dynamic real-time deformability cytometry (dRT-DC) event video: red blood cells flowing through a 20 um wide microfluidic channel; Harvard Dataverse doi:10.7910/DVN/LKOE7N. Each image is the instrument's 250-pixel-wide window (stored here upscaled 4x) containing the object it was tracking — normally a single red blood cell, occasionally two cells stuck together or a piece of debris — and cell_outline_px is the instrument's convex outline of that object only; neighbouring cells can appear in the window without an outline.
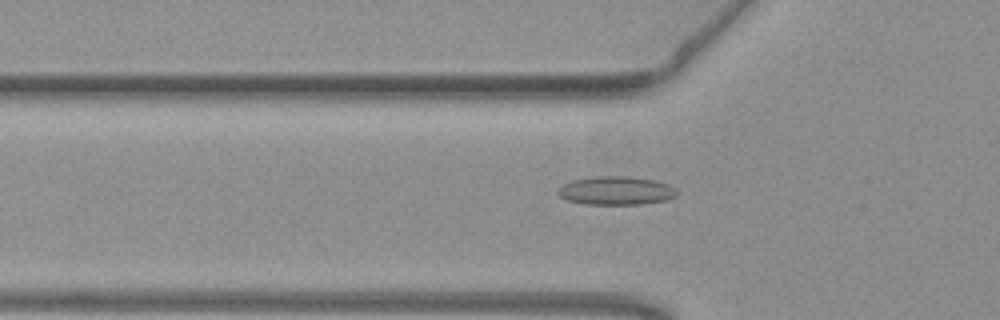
{"species": "common noctule bat (a hibernating species)", "species_latin": "Nyctalus noctula", "temperature_condition": "warm", "stored_images_in_passage": 34, "camera_frame_rate_fps": 3000, "um_per_image_px": 0.085, "animal": {"sex": "female", "body_mass_g": 19.3, "forearm_length_mm": 54.1}, "frame": {"image": 1, "passage_image": 2, "time_ms": 0.333, "image_size_px": [1000, 320], "cell_outline_px": [[676, 196], [668, 200], [640, 204], [584, 204], [568, 200], [560, 196], [556, 192], [564, 184], [572, 180], [592, 176], [628, 176], [656, 180], [668, 184], [676, 188]], "centroid_in_image_um": [52.38, 16.2], "position_along_channel_um": 73.4, "area_um2": 19.83}}
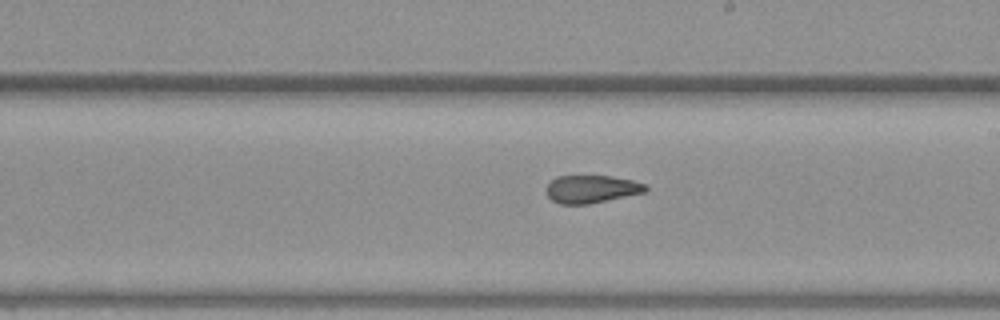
{"frame": {"image": 2, "passage_image": 15, "time_ms": 4.667, "image_size_px": [1000, 320], "cell_outline_px": [[648, 192], [588, 204], [560, 204], [552, 200], [544, 192], [544, 188], [556, 176], [612, 176], [632, 180], [648, 184]], "centroid_in_image_um": [50.29, 16.07], "position_along_channel_um": 238.7, "area_um2": 16.36}}
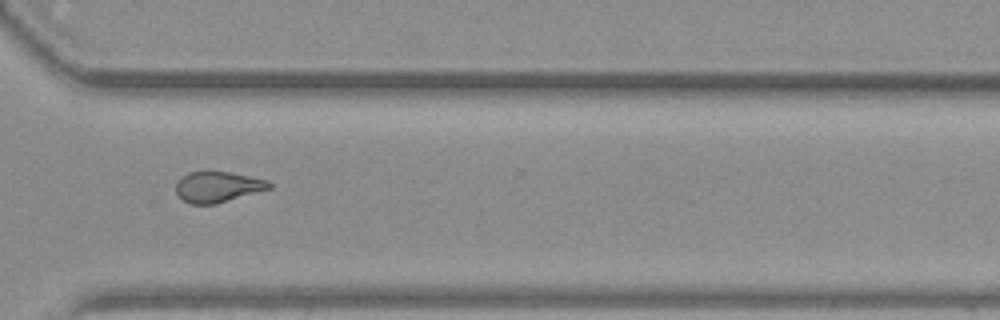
{"frame": {"image": 3, "passage_image": 24, "time_ms": 7.667, "image_size_px": [1000, 320], "cell_outline_px": [[272, 188], [216, 204], [192, 204], [184, 200], [176, 192], [176, 184], [188, 172], [228, 172], [268, 180], [272, 184]], "centroid_in_image_um": [18.54, 15.89], "position_along_channel_um": 352.1, "area_um2": 16.42}, "authors_computed_cell_mechanics": {"area_um2": 17.2244, "velocity_mm_per_s": 3.787, "shape_relaxation_time_tau1_ms": null, "shape_relaxation_time_tau2_ms": 2.3732, "deformation_change_tau1": null, "deformation_change_tau2": 0.0973}}